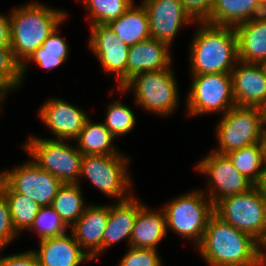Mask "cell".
Instances as JSON below:
<instances>
[{
  "mask_svg": "<svg viewBox=\"0 0 266 266\" xmlns=\"http://www.w3.org/2000/svg\"><path fill=\"white\" fill-rule=\"evenodd\" d=\"M89 47L99 60L105 73L117 76V86L127 82L129 46L123 43L108 24L90 26Z\"/></svg>",
  "mask_w": 266,
  "mask_h": 266,
  "instance_id": "4fadbf2b",
  "label": "cell"
},
{
  "mask_svg": "<svg viewBox=\"0 0 266 266\" xmlns=\"http://www.w3.org/2000/svg\"><path fill=\"white\" fill-rule=\"evenodd\" d=\"M262 144L264 148V158H265V166H266V124H265L264 131H263Z\"/></svg>",
  "mask_w": 266,
  "mask_h": 266,
  "instance_id": "f35d334b",
  "label": "cell"
},
{
  "mask_svg": "<svg viewBox=\"0 0 266 266\" xmlns=\"http://www.w3.org/2000/svg\"><path fill=\"white\" fill-rule=\"evenodd\" d=\"M59 26L43 42V44L31 55V57L21 66L22 79L28 69L27 64L35 62L37 66L44 69H54L61 66L68 58L69 45L60 36Z\"/></svg>",
  "mask_w": 266,
  "mask_h": 266,
  "instance_id": "484cf974",
  "label": "cell"
},
{
  "mask_svg": "<svg viewBox=\"0 0 266 266\" xmlns=\"http://www.w3.org/2000/svg\"><path fill=\"white\" fill-rule=\"evenodd\" d=\"M118 38L129 47L150 39V26L144 6L135 3L108 24Z\"/></svg>",
  "mask_w": 266,
  "mask_h": 266,
  "instance_id": "cb8c5ba5",
  "label": "cell"
},
{
  "mask_svg": "<svg viewBox=\"0 0 266 266\" xmlns=\"http://www.w3.org/2000/svg\"><path fill=\"white\" fill-rule=\"evenodd\" d=\"M39 118L51 130L56 140H75L89 116L85 111L63 99L50 98L39 109Z\"/></svg>",
  "mask_w": 266,
  "mask_h": 266,
  "instance_id": "9a60e30c",
  "label": "cell"
},
{
  "mask_svg": "<svg viewBox=\"0 0 266 266\" xmlns=\"http://www.w3.org/2000/svg\"><path fill=\"white\" fill-rule=\"evenodd\" d=\"M260 65H261V67L263 68V71H264V73H265V75H266V59L263 60V61L260 63Z\"/></svg>",
  "mask_w": 266,
  "mask_h": 266,
  "instance_id": "b9f144b4",
  "label": "cell"
},
{
  "mask_svg": "<svg viewBox=\"0 0 266 266\" xmlns=\"http://www.w3.org/2000/svg\"><path fill=\"white\" fill-rule=\"evenodd\" d=\"M37 256L39 266H79L92 260L74 239L72 233L39 241Z\"/></svg>",
  "mask_w": 266,
  "mask_h": 266,
  "instance_id": "ac0fdd59",
  "label": "cell"
},
{
  "mask_svg": "<svg viewBox=\"0 0 266 266\" xmlns=\"http://www.w3.org/2000/svg\"><path fill=\"white\" fill-rule=\"evenodd\" d=\"M135 116L130 107L117 100L108 104L103 123L115 138L123 137L133 130L137 120Z\"/></svg>",
  "mask_w": 266,
  "mask_h": 266,
  "instance_id": "4dcf8cb0",
  "label": "cell"
},
{
  "mask_svg": "<svg viewBox=\"0 0 266 266\" xmlns=\"http://www.w3.org/2000/svg\"><path fill=\"white\" fill-rule=\"evenodd\" d=\"M140 4L148 16L151 38L170 47L183 25L196 22L180 0H143Z\"/></svg>",
  "mask_w": 266,
  "mask_h": 266,
  "instance_id": "5bb4252c",
  "label": "cell"
},
{
  "mask_svg": "<svg viewBox=\"0 0 266 266\" xmlns=\"http://www.w3.org/2000/svg\"><path fill=\"white\" fill-rule=\"evenodd\" d=\"M158 250L129 246L118 266H163Z\"/></svg>",
  "mask_w": 266,
  "mask_h": 266,
  "instance_id": "836d02e7",
  "label": "cell"
},
{
  "mask_svg": "<svg viewBox=\"0 0 266 266\" xmlns=\"http://www.w3.org/2000/svg\"><path fill=\"white\" fill-rule=\"evenodd\" d=\"M266 120L260 107L234 106L223 114L216 127L218 148L213 152L227 155L262 142Z\"/></svg>",
  "mask_w": 266,
  "mask_h": 266,
  "instance_id": "52a82bcc",
  "label": "cell"
},
{
  "mask_svg": "<svg viewBox=\"0 0 266 266\" xmlns=\"http://www.w3.org/2000/svg\"><path fill=\"white\" fill-rule=\"evenodd\" d=\"M0 192L6 198L14 228L20 235L24 229L29 230L36 218L40 206L29 196L16 193L1 177Z\"/></svg>",
  "mask_w": 266,
  "mask_h": 266,
  "instance_id": "83f0119b",
  "label": "cell"
},
{
  "mask_svg": "<svg viewBox=\"0 0 266 266\" xmlns=\"http://www.w3.org/2000/svg\"><path fill=\"white\" fill-rule=\"evenodd\" d=\"M262 110H263V114H264V117H265V120H266V104L263 106Z\"/></svg>",
  "mask_w": 266,
  "mask_h": 266,
  "instance_id": "7bdbcfd3",
  "label": "cell"
},
{
  "mask_svg": "<svg viewBox=\"0 0 266 266\" xmlns=\"http://www.w3.org/2000/svg\"><path fill=\"white\" fill-rule=\"evenodd\" d=\"M195 166L208 179L207 197L215 205L219 200L247 192L254 185L238 172L227 155L210 151Z\"/></svg>",
  "mask_w": 266,
  "mask_h": 266,
  "instance_id": "8fae6325",
  "label": "cell"
},
{
  "mask_svg": "<svg viewBox=\"0 0 266 266\" xmlns=\"http://www.w3.org/2000/svg\"><path fill=\"white\" fill-rule=\"evenodd\" d=\"M177 86L175 74L170 67L138 73L118 90L125 93L133 89L136 105L153 114L167 117L178 108Z\"/></svg>",
  "mask_w": 266,
  "mask_h": 266,
  "instance_id": "8992f818",
  "label": "cell"
},
{
  "mask_svg": "<svg viewBox=\"0 0 266 266\" xmlns=\"http://www.w3.org/2000/svg\"><path fill=\"white\" fill-rule=\"evenodd\" d=\"M204 193L194 190L172 199L162 207L166 231L172 230L181 238L191 240L195 247L201 242L209 218L214 214V205Z\"/></svg>",
  "mask_w": 266,
  "mask_h": 266,
  "instance_id": "5b68a950",
  "label": "cell"
},
{
  "mask_svg": "<svg viewBox=\"0 0 266 266\" xmlns=\"http://www.w3.org/2000/svg\"><path fill=\"white\" fill-rule=\"evenodd\" d=\"M261 187L266 195V168H265V173H264V178H263V182L261 184Z\"/></svg>",
  "mask_w": 266,
  "mask_h": 266,
  "instance_id": "60d3db41",
  "label": "cell"
},
{
  "mask_svg": "<svg viewBox=\"0 0 266 266\" xmlns=\"http://www.w3.org/2000/svg\"><path fill=\"white\" fill-rule=\"evenodd\" d=\"M227 156L238 172L254 186H261L266 168L262 142L231 151Z\"/></svg>",
  "mask_w": 266,
  "mask_h": 266,
  "instance_id": "4316f807",
  "label": "cell"
},
{
  "mask_svg": "<svg viewBox=\"0 0 266 266\" xmlns=\"http://www.w3.org/2000/svg\"><path fill=\"white\" fill-rule=\"evenodd\" d=\"M264 256H265V263H266V245L264 247Z\"/></svg>",
  "mask_w": 266,
  "mask_h": 266,
  "instance_id": "f6af8a7d",
  "label": "cell"
},
{
  "mask_svg": "<svg viewBox=\"0 0 266 266\" xmlns=\"http://www.w3.org/2000/svg\"><path fill=\"white\" fill-rule=\"evenodd\" d=\"M199 28L190 45L191 75L230 74L238 62L237 36L234 27L216 26L196 21Z\"/></svg>",
  "mask_w": 266,
  "mask_h": 266,
  "instance_id": "3957f363",
  "label": "cell"
},
{
  "mask_svg": "<svg viewBox=\"0 0 266 266\" xmlns=\"http://www.w3.org/2000/svg\"><path fill=\"white\" fill-rule=\"evenodd\" d=\"M10 12V47L22 66L67 18V12L31 1Z\"/></svg>",
  "mask_w": 266,
  "mask_h": 266,
  "instance_id": "7a4b0ae2",
  "label": "cell"
},
{
  "mask_svg": "<svg viewBox=\"0 0 266 266\" xmlns=\"http://www.w3.org/2000/svg\"><path fill=\"white\" fill-rule=\"evenodd\" d=\"M166 236L167 231L163 210H152L144 204L138 210L135 218L130 246L157 250L159 243Z\"/></svg>",
  "mask_w": 266,
  "mask_h": 266,
  "instance_id": "7402d4cb",
  "label": "cell"
},
{
  "mask_svg": "<svg viewBox=\"0 0 266 266\" xmlns=\"http://www.w3.org/2000/svg\"><path fill=\"white\" fill-rule=\"evenodd\" d=\"M0 177L16 192L29 196L40 207L51 206L63 183L42 170L32 159L12 170H4Z\"/></svg>",
  "mask_w": 266,
  "mask_h": 266,
  "instance_id": "7c38bea8",
  "label": "cell"
},
{
  "mask_svg": "<svg viewBox=\"0 0 266 266\" xmlns=\"http://www.w3.org/2000/svg\"><path fill=\"white\" fill-rule=\"evenodd\" d=\"M196 248L210 266H266L264 246L215 214Z\"/></svg>",
  "mask_w": 266,
  "mask_h": 266,
  "instance_id": "6da1fadb",
  "label": "cell"
},
{
  "mask_svg": "<svg viewBox=\"0 0 266 266\" xmlns=\"http://www.w3.org/2000/svg\"><path fill=\"white\" fill-rule=\"evenodd\" d=\"M265 15L259 0H215L204 22L216 26H230Z\"/></svg>",
  "mask_w": 266,
  "mask_h": 266,
  "instance_id": "603a6c76",
  "label": "cell"
},
{
  "mask_svg": "<svg viewBox=\"0 0 266 266\" xmlns=\"http://www.w3.org/2000/svg\"><path fill=\"white\" fill-rule=\"evenodd\" d=\"M214 214L266 245V195L261 186L228 196L214 205Z\"/></svg>",
  "mask_w": 266,
  "mask_h": 266,
  "instance_id": "277c9868",
  "label": "cell"
},
{
  "mask_svg": "<svg viewBox=\"0 0 266 266\" xmlns=\"http://www.w3.org/2000/svg\"><path fill=\"white\" fill-rule=\"evenodd\" d=\"M67 226L51 206L40 207L28 231L39 235V241L66 233Z\"/></svg>",
  "mask_w": 266,
  "mask_h": 266,
  "instance_id": "1f68e13d",
  "label": "cell"
},
{
  "mask_svg": "<svg viewBox=\"0 0 266 266\" xmlns=\"http://www.w3.org/2000/svg\"><path fill=\"white\" fill-rule=\"evenodd\" d=\"M115 137L104 123L93 122L91 117L84 124L83 130L75 139L78 151L83 155H117L122 154L113 145Z\"/></svg>",
  "mask_w": 266,
  "mask_h": 266,
  "instance_id": "d4e9b609",
  "label": "cell"
},
{
  "mask_svg": "<svg viewBox=\"0 0 266 266\" xmlns=\"http://www.w3.org/2000/svg\"><path fill=\"white\" fill-rule=\"evenodd\" d=\"M10 15L0 13V47H10Z\"/></svg>",
  "mask_w": 266,
  "mask_h": 266,
  "instance_id": "74e56055",
  "label": "cell"
},
{
  "mask_svg": "<svg viewBox=\"0 0 266 266\" xmlns=\"http://www.w3.org/2000/svg\"><path fill=\"white\" fill-rule=\"evenodd\" d=\"M171 48L156 39H147L129 47L127 81L141 72L158 71L172 67Z\"/></svg>",
  "mask_w": 266,
  "mask_h": 266,
  "instance_id": "d6986e66",
  "label": "cell"
},
{
  "mask_svg": "<svg viewBox=\"0 0 266 266\" xmlns=\"http://www.w3.org/2000/svg\"><path fill=\"white\" fill-rule=\"evenodd\" d=\"M230 74L236 106L263 108L266 104V75L261 65L238 61Z\"/></svg>",
  "mask_w": 266,
  "mask_h": 266,
  "instance_id": "2e32d148",
  "label": "cell"
},
{
  "mask_svg": "<svg viewBox=\"0 0 266 266\" xmlns=\"http://www.w3.org/2000/svg\"><path fill=\"white\" fill-rule=\"evenodd\" d=\"M260 4L265 7L266 6V0H259Z\"/></svg>",
  "mask_w": 266,
  "mask_h": 266,
  "instance_id": "ee69618b",
  "label": "cell"
},
{
  "mask_svg": "<svg viewBox=\"0 0 266 266\" xmlns=\"http://www.w3.org/2000/svg\"><path fill=\"white\" fill-rule=\"evenodd\" d=\"M237 36L238 61L260 64L266 59V15L234 27Z\"/></svg>",
  "mask_w": 266,
  "mask_h": 266,
  "instance_id": "44dd1931",
  "label": "cell"
},
{
  "mask_svg": "<svg viewBox=\"0 0 266 266\" xmlns=\"http://www.w3.org/2000/svg\"><path fill=\"white\" fill-rule=\"evenodd\" d=\"M81 2V0H78ZM88 12L90 26L109 24L121 16L135 2L134 0H82Z\"/></svg>",
  "mask_w": 266,
  "mask_h": 266,
  "instance_id": "f546056e",
  "label": "cell"
},
{
  "mask_svg": "<svg viewBox=\"0 0 266 266\" xmlns=\"http://www.w3.org/2000/svg\"><path fill=\"white\" fill-rule=\"evenodd\" d=\"M18 235L12 223L8 202L0 192V250L5 249Z\"/></svg>",
  "mask_w": 266,
  "mask_h": 266,
  "instance_id": "e575fe53",
  "label": "cell"
},
{
  "mask_svg": "<svg viewBox=\"0 0 266 266\" xmlns=\"http://www.w3.org/2000/svg\"><path fill=\"white\" fill-rule=\"evenodd\" d=\"M0 266H39L37 256L33 250L0 256Z\"/></svg>",
  "mask_w": 266,
  "mask_h": 266,
  "instance_id": "8d00e7d4",
  "label": "cell"
},
{
  "mask_svg": "<svg viewBox=\"0 0 266 266\" xmlns=\"http://www.w3.org/2000/svg\"><path fill=\"white\" fill-rule=\"evenodd\" d=\"M81 185L63 184L54 198L51 207L70 228L84 213L88 206L84 202Z\"/></svg>",
  "mask_w": 266,
  "mask_h": 266,
  "instance_id": "f1b7e54d",
  "label": "cell"
},
{
  "mask_svg": "<svg viewBox=\"0 0 266 266\" xmlns=\"http://www.w3.org/2000/svg\"><path fill=\"white\" fill-rule=\"evenodd\" d=\"M184 9L195 21H204L213 7L215 0H180Z\"/></svg>",
  "mask_w": 266,
  "mask_h": 266,
  "instance_id": "d590c367",
  "label": "cell"
},
{
  "mask_svg": "<svg viewBox=\"0 0 266 266\" xmlns=\"http://www.w3.org/2000/svg\"><path fill=\"white\" fill-rule=\"evenodd\" d=\"M109 218V205L89 204L69 228L76 242L93 260L102 253V236Z\"/></svg>",
  "mask_w": 266,
  "mask_h": 266,
  "instance_id": "e0dca14e",
  "label": "cell"
},
{
  "mask_svg": "<svg viewBox=\"0 0 266 266\" xmlns=\"http://www.w3.org/2000/svg\"><path fill=\"white\" fill-rule=\"evenodd\" d=\"M130 158L117 155H83L80 177H87L107 197L123 201L130 198L132 178L128 174Z\"/></svg>",
  "mask_w": 266,
  "mask_h": 266,
  "instance_id": "9c48e42d",
  "label": "cell"
},
{
  "mask_svg": "<svg viewBox=\"0 0 266 266\" xmlns=\"http://www.w3.org/2000/svg\"><path fill=\"white\" fill-rule=\"evenodd\" d=\"M69 143L71 142L29 135L23 148L42 170L49 172L63 184H79L83 154L78 151L76 144L72 146Z\"/></svg>",
  "mask_w": 266,
  "mask_h": 266,
  "instance_id": "ba28073f",
  "label": "cell"
},
{
  "mask_svg": "<svg viewBox=\"0 0 266 266\" xmlns=\"http://www.w3.org/2000/svg\"><path fill=\"white\" fill-rule=\"evenodd\" d=\"M7 93L6 92H4V91H2V90H0V110H2L1 109V102H4V98H6V95ZM0 114H1V112H0Z\"/></svg>",
  "mask_w": 266,
  "mask_h": 266,
  "instance_id": "ab89813d",
  "label": "cell"
},
{
  "mask_svg": "<svg viewBox=\"0 0 266 266\" xmlns=\"http://www.w3.org/2000/svg\"><path fill=\"white\" fill-rule=\"evenodd\" d=\"M22 82L21 65L15 60L11 47H0V90L13 91Z\"/></svg>",
  "mask_w": 266,
  "mask_h": 266,
  "instance_id": "d6a6232c",
  "label": "cell"
},
{
  "mask_svg": "<svg viewBox=\"0 0 266 266\" xmlns=\"http://www.w3.org/2000/svg\"><path fill=\"white\" fill-rule=\"evenodd\" d=\"M191 78L190 91L186 97V113L189 116L212 112L223 115L236 106L231 74H200Z\"/></svg>",
  "mask_w": 266,
  "mask_h": 266,
  "instance_id": "30bf717a",
  "label": "cell"
},
{
  "mask_svg": "<svg viewBox=\"0 0 266 266\" xmlns=\"http://www.w3.org/2000/svg\"><path fill=\"white\" fill-rule=\"evenodd\" d=\"M144 204L132 195L128 199L109 205L108 224L102 236V253L124 239L128 240V247L130 246L135 218Z\"/></svg>",
  "mask_w": 266,
  "mask_h": 266,
  "instance_id": "ffe728a7",
  "label": "cell"
}]
</instances>
